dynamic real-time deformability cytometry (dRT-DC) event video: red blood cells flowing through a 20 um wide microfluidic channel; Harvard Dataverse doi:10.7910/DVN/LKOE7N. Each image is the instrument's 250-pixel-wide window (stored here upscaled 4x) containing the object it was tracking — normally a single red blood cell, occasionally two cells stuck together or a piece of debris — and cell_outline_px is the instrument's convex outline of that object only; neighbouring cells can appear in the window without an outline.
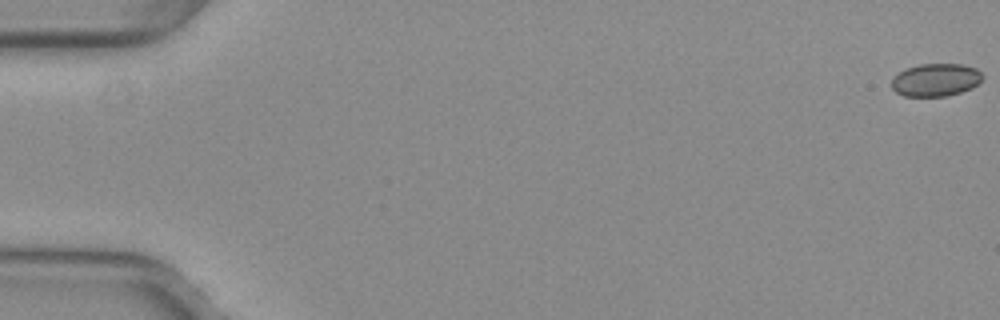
{"species": "common noctule bat (a hibernating species)", "species_latin": "Nyctalus noctula", "temperature_condition": "warm", "stored_images_in_passage": 53, "camera_frame_rate_fps": 3000, "um_per_image_px": 0.085, "animal": {"sex": "female", "body_mass_g": 29.2, "forearm_length_mm": 56.3}, "frame": {"image": 1, "passage_image": 1, "time_ms": 0.0, "image_size_px": [1000, 320], "cell_outline_px": [[984, 76], [972, 88], [960, 92], [944, 96], [904, 96], [896, 92], [892, 88], [892, 80], [904, 68], [920, 64], [964, 64], [976, 68]], "centroid_in_image_um": [79.54, 6.78], "position_along_channel_um": 5.5, "area_um2": 17.28}}
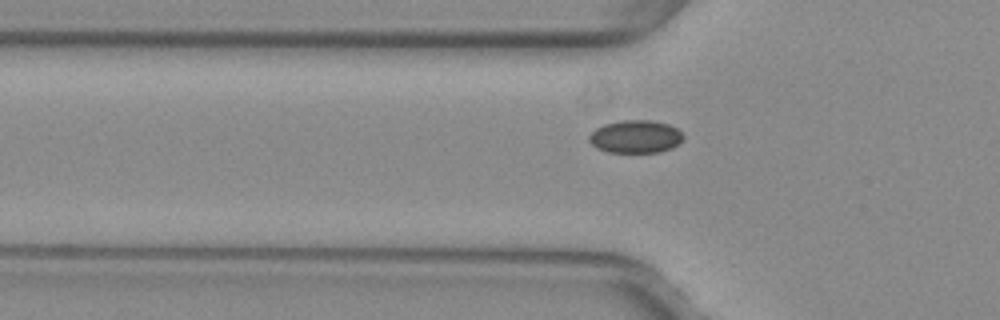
{"frame": {"image": 2, "passage_image": 19, "time_ms": 6.0, "image_size_px": [1000, 320], "cell_outline_px": [[684, 136], [672, 148], [660, 152], [608, 152], [596, 148], [588, 140], [588, 136], [596, 128], [604, 124], [620, 120], [652, 120], [668, 124], [676, 128]], "centroid_in_image_um": [53.98, 11.61], "position_along_channel_um": 71.8, "area_um2": 17.98}}
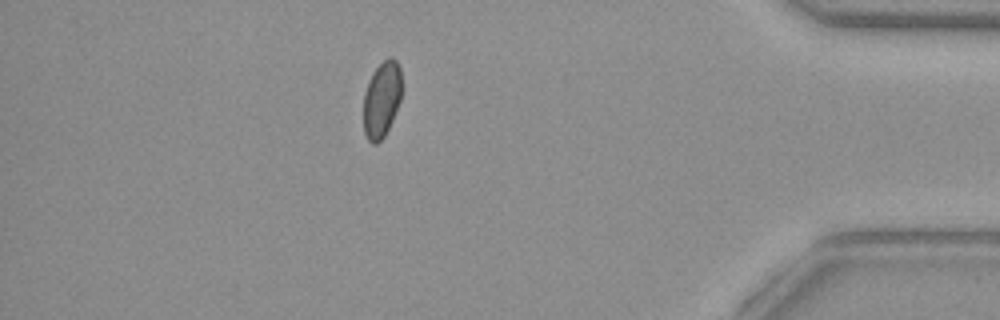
{"frame": {"image": 3, "passage_image": 47, "time_ms": 15.333, "image_size_px": [1000, 320], "cell_outline_px": [[400, 100], [392, 120], [384, 136], [376, 144], [372, 144], [368, 140], [364, 132], [364, 92], [368, 80], [372, 72], [388, 56], [392, 56], [396, 60], [400, 68]], "centroid_in_image_um": [32.42, 8.43], "position_along_channel_um": 402.8, "area_um2": 16.82}}